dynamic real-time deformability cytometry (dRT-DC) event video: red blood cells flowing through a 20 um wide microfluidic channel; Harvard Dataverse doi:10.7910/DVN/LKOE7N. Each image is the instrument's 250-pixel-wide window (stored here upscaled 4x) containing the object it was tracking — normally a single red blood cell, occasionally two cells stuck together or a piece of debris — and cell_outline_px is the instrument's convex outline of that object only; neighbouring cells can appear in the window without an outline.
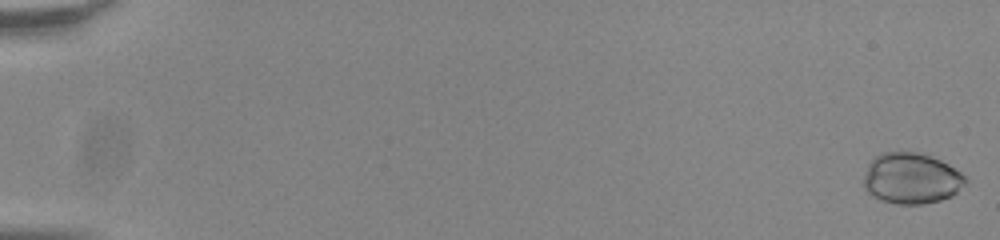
{"species": "common noctule bat (a hibernating species)", "species_latin": "Nyctalus noctula", "temperature_condition": "room temperature", "stored_images_in_passage": 55, "camera_frame_rate_fps": 3000, "um_per_image_px": 0.085, "animal": {"sex": "male", "body_mass_g": 20.0, "forearm_length_mm": 53.3}, "frame": {"image": 1, "passage_image": 1, "time_ms": 0.0, "image_size_px": [1000, 240], "cell_outline_px": [[968, 180], [952, 196], [940, 200], [920, 204], [896, 204], [880, 200], [872, 196], [864, 188], [864, 176], [868, 164], [876, 156], [884, 152], [916, 152], [940, 160], [948, 164], [960, 172]], "centroid_in_image_um": [77.44, 15.17], "position_along_channel_um": 7.6, "area_um2": 30.0}}
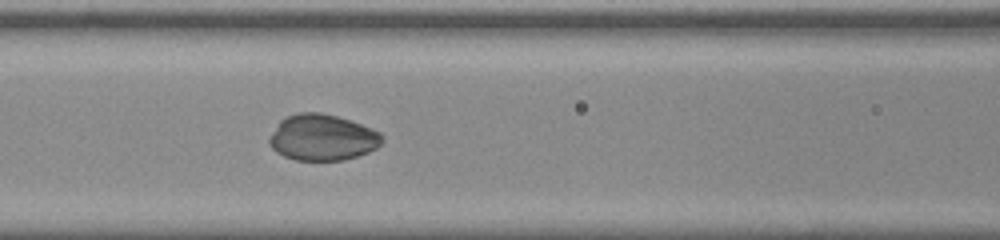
{"frame": {"image": 2, "passage_image": 26, "time_ms": 8.333, "image_size_px": [1000, 240], "cell_outline_px": [[384, 140], [376, 148], [368, 152], [344, 160], [296, 160], [284, 156], [276, 152], [272, 148], [268, 140], [272, 132], [280, 120], [284, 116], [296, 112], [320, 112], [352, 120], [380, 132], [384, 136]], "centroid_in_image_um": [27.4, 11.67], "position_along_channel_um": 139.2, "area_um2": 30.52}}
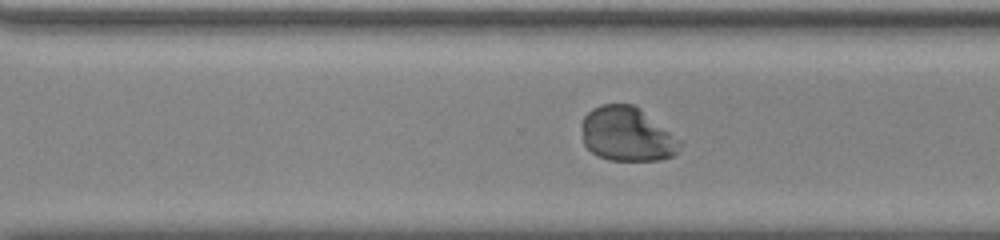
{"frame": {"image": 3, "passage_image": 40, "time_ms": 13.0, "image_size_px": [1000, 240], "cell_outline_px": [[680, 144], [676, 152], [672, 156], [660, 160], [608, 160], [592, 152], [584, 144], [580, 124], [584, 116], [592, 108], [600, 104], [632, 104], [640, 108], [680, 140]], "centroid_in_image_um": [53.25, 11.4], "position_along_channel_um": 317.4, "area_um2": 30.92}}